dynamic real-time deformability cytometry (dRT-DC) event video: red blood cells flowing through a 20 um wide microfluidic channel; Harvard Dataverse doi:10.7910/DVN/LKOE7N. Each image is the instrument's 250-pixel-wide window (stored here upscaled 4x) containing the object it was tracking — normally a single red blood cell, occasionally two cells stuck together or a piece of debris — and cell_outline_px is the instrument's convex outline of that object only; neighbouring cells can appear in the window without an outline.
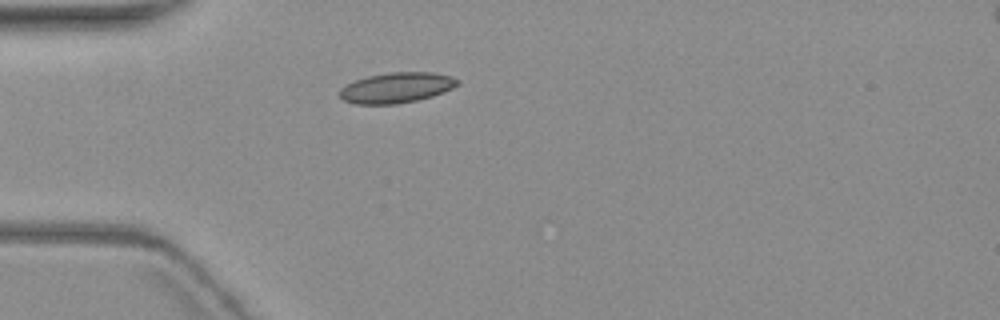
{"species": "common noctule bat (a hibernating species)", "species_latin": "Nyctalus noctula", "temperature_condition": "warm", "stored_images_in_passage": 5, "camera_frame_rate_fps": 3000, "um_per_image_px": 0.085, "animal": {"sex": "female", "body_mass_g": 19.3, "forearm_length_mm": 54.1}, "frame": {"image": 1, "passage_image": 5, "time_ms": 4.667, "image_size_px": [1000, 320], "cell_outline_px": [[460, 84], [452, 88], [432, 96], [416, 100], [396, 104], [356, 104], [344, 100], [340, 96], [340, 88], [356, 80], [368, 76], [388, 72], [432, 72], [452, 76], [460, 80]], "centroid_in_image_um": [33.73, 7.44], "position_along_channel_um": 51.3, "area_um2": 20.81}}